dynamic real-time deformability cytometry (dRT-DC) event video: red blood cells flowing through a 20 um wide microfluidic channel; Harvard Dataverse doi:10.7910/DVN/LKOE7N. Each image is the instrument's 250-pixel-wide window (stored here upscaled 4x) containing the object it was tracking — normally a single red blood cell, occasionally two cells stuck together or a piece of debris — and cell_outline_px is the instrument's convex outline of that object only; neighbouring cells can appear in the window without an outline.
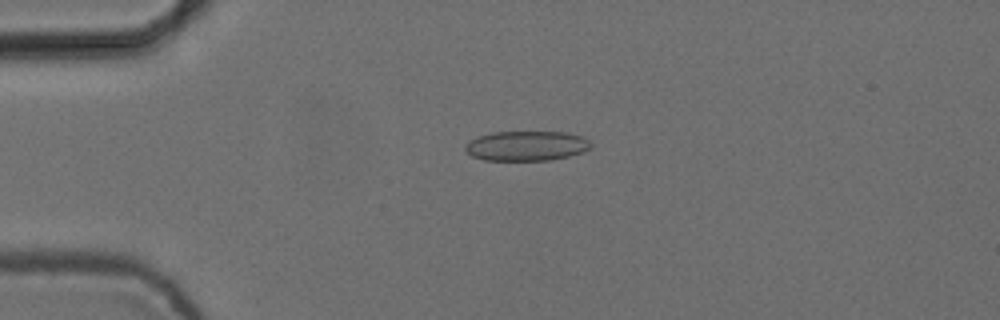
{"species": "common noctule bat (a hibernating species)", "species_latin": "Nyctalus noctula", "temperature_condition": "cold", "stored_images_in_passage": 2, "camera_frame_rate_fps": 3000, "um_per_image_px": 0.085, "animal": {"sex": "female", "body_mass_g": 24.6, "forearm_length_mm": 56.2}, "frame": {"image": 1, "passage_image": 1, "time_ms": 0.0, "image_size_px": [1000, 320], "cell_outline_px": [[592, 144], [584, 152], [552, 160], [484, 160], [472, 156], [464, 148], [464, 144], [480, 136], [492, 132], [568, 132], [580, 136], [588, 140]], "centroid_in_image_um": [44.75, 12.4], "position_along_channel_um": 40.2, "area_um2": 21.73}}